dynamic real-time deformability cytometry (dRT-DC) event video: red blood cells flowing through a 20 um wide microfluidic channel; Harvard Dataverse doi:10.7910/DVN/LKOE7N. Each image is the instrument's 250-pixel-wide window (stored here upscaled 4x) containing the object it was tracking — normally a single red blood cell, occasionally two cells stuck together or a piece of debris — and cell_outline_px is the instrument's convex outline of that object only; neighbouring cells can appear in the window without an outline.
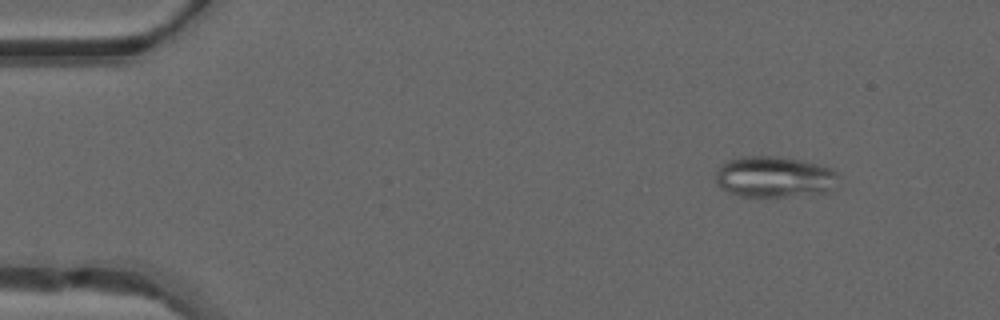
{"species": "common noctule bat (a hibernating species)", "species_latin": "Nyctalus noctula", "temperature_condition": "warm", "stored_images_in_passage": 42, "segment_of_instrument_passage": [1, 2], "camera_frame_rate_fps": 3000, "um_per_image_px": 0.085, "animal": {"sex": "male", "forearm_length_mm": 52.5}, "frame": {"image": 1, "passage_image": 6, "time_ms": 1.667, "image_size_px": [1000, 320], "cell_outline_px": [[840, 176], [832, 188], [828, 192], [788, 196], [740, 196], [728, 192], [720, 188], [716, 184], [716, 172], [720, 164], [728, 160], [740, 156], [780, 156], [800, 160], [828, 168], [836, 172]], "centroid_in_image_um": [65.76, 15.03], "position_along_channel_um": 19.2, "area_um2": 29.36}}